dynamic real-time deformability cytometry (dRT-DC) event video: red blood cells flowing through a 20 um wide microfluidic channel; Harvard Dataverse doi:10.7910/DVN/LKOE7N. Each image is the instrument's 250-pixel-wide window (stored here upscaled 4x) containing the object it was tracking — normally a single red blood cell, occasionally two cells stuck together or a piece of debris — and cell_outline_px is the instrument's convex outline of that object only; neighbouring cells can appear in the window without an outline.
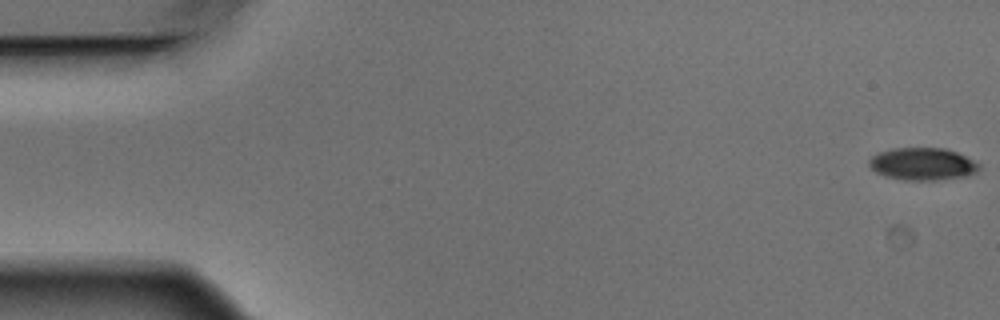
{"species": "Egyptian fruit bat (a non-hibernating species)", "species_latin": "Rousettus aegyptiacus", "temperature_condition": "warm", "stored_images_in_passage": 3, "camera_frame_rate_fps": 3000, "um_per_image_px": 0.085, "animal": {"sex": "male"}, "frame": {"image": 1, "passage_image": 1, "time_ms": 0.0, "image_size_px": [1000, 320], "cell_outline_px": [[980, 168], [976, 172], [968, 176], [936, 180], [912, 180], [888, 176], [876, 172], [868, 164], [868, 160], [872, 156], [880, 152], [892, 148], [944, 148], [956, 152], [980, 164]], "centroid_in_image_um": [78.43, 13.93], "position_along_channel_um": 6.6, "area_um2": 20.52}}
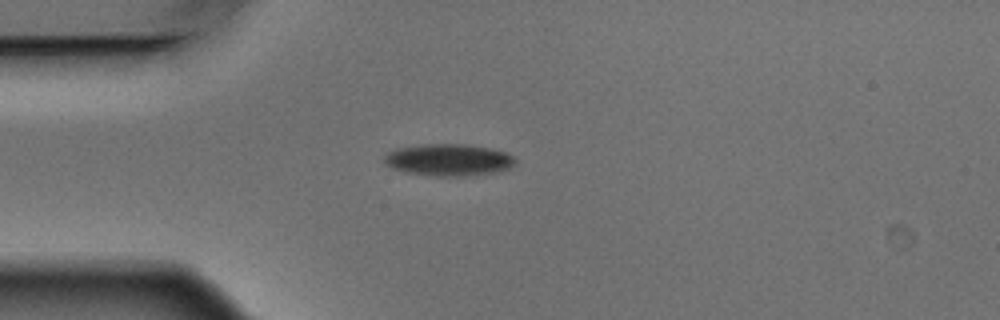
{"frame": {"image": 2, "passage_image": 3, "time_ms": 0.667, "image_size_px": [1000, 320], "cell_outline_px": [[516, 164], [508, 168], [492, 172], [456, 176], [436, 176], [404, 172], [392, 168], [384, 164], [384, 156], [388, 152], [396, 148], [424, 144], [468, 144], [488, 148], [504, 152], [512, 156], [516, 160]], "centroid_in_image_um": [38.07, 13.58], "position_along_channel_um": 46.9, "area_um2": 24.16}}